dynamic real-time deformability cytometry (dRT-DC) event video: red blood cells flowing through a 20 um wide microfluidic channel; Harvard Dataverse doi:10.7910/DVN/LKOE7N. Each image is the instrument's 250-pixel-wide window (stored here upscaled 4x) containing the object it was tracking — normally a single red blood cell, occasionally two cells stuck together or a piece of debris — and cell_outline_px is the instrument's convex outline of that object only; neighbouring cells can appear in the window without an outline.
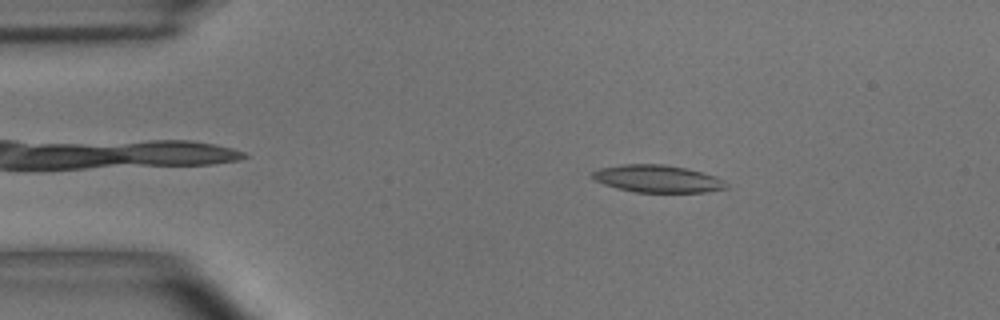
{"species": "common noctule bat (a hibernating species)", "species_latin": "Nyctalus noctula", "temperature_condition": "room temperature", "stored_images_in_passage": 5, "camera_frame_rate_fps": 3000, "um_per_image_px": 0.085, "animal": {"sex": "male", "body_mass_g": 15.6}, "frame": {"image": 1, "passage_image": 2, "time_ms": 0.333, "image_size_px": [1000, 320], "cell_outline_px": [[728, 188], [704, 192], [636, 192], [604, 184], [596, 180], [592, 176], [592, 172], [600, 168], [624, 164], [664, 164], [684, 168], [716, 176], [724, 180], [728, 184]], "centroid_in_image_um": [55.92, 15.19], "position_along_channel_um": 29.1, "area_um2": 21.1}}
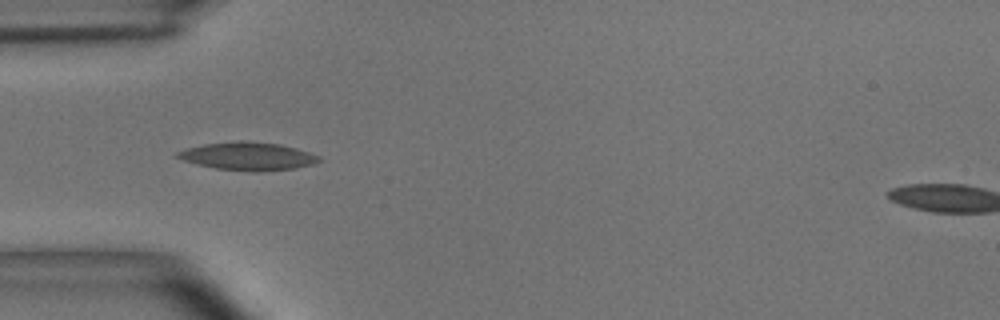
{"frame": {"image": 2, "passage_image": 4, "time_ms": 1.0, "image_size_px": [1000, 320], "cell_outline_px": [[320, 160], [312, 164], [296, 168], [256, 172], [216, 168], [196, 164], [184, 160], [176, 156], [176, 152], [188, 148], [204, 144], [240, 140], [280, 144], [296, 148], [320, 156]], "centroid_in_image_um": [21.08, 13.27], "position_along_channel_um": 63.9, "area_um2": 22.89}}
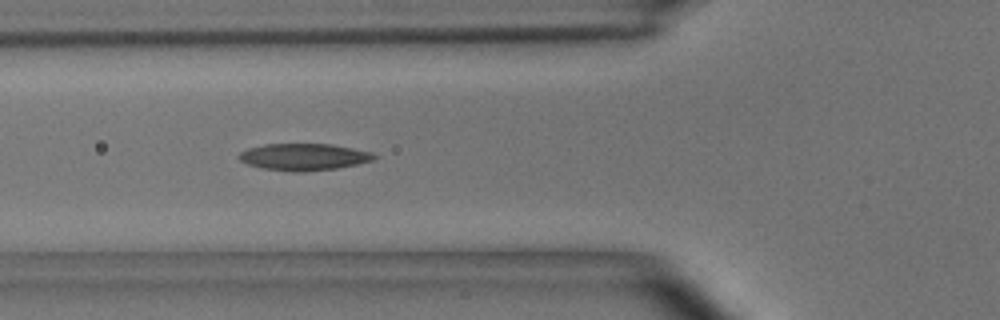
{"frame": {"image": 3, "passage_image": 5, "time_ms": 1.333, "image_size_px": [1000, 320], "cell_outline_px": [[380, 156], [372, 160], [356, 164], [336, 168], [304, 172], [296, 172], [264, 168], [248, 164], [240, 160], [236, 156], [240, 152], [248, 148], [264, 144], [332, 144], [372, 152]], "centroid_in_image_um": [25.83, 13.33], "position_along_channel_um": 100.0, "area_um2": 21.1}}